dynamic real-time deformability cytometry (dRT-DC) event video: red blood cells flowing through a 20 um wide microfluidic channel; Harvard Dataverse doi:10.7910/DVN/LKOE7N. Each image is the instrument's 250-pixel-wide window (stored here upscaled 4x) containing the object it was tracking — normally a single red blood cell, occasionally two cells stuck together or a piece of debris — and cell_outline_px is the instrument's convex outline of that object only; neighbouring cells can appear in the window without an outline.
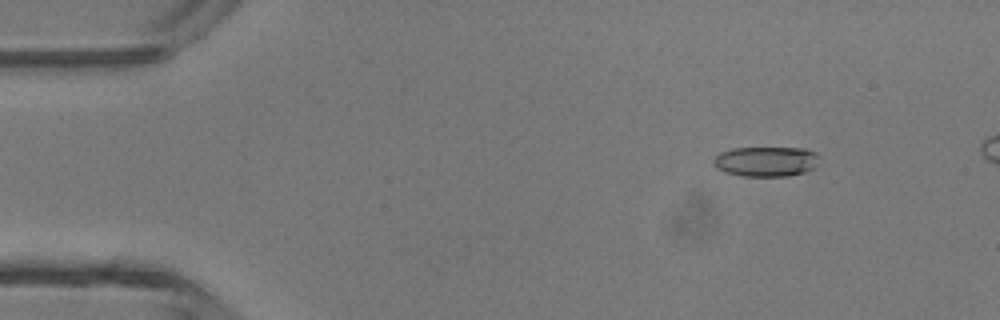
{"species": "common noctule bat (a hibernating species)", "species_latin": "Nyctalus noctula", "temperature_condition": "room temperature", "stored_images_in_passage": 4, "camera_frame_rate_fps": 3000, "um_per_image_px": 0.085, "animal": {"sex": "male", "body_mass_g": 13.3}, "frame": {"image": 1, "passage_image": 1, "time_ms": 0.0, "image_size_px": [1000, 320], "cell_outline_px": [[820, 156], [816, 168], [804, 172], [788, 176], [744, 176], [724, 172], [716, 168], [712, 160], [720, 152], [732, 148], [804, 148], [816, 152]], "centroid_in_image_um": [65.14, 13.72], "position_along_channel_um": 19.9, "area_um2": 18.73}}